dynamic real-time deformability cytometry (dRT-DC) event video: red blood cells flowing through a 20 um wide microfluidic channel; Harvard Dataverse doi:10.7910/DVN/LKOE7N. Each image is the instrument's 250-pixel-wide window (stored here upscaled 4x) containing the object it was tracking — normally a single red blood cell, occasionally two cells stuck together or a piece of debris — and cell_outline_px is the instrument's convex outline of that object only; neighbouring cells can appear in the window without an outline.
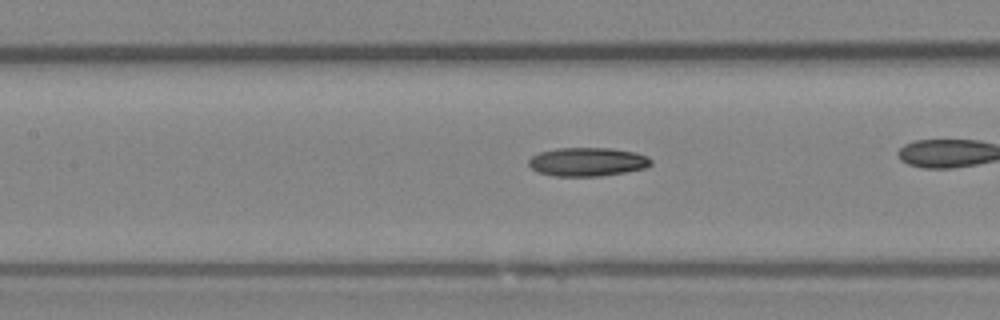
{"species": "Egyptian fruit bat (a non-hibernating species)", "species_latin": "Rousettus aegyptiacus", "temperature_condition": "room temperature", "stored_images_in_passage": 40, "camera_frame_rate_fps": 3000, "um_per_image_px": 0.085, "animal": {"sex": "female"}, "frame": {"image": 1, "passage_image": 23, "time_ms": 7.333, "image_size_px": [1000, 320], "cell_outline_px": [[652, 164], [644, 168], [624, 172], [600, 176], [556, 176], [536, 172], [528, 164], [528, 160], [532, 156], [540, 152], [556, 148], [608, 148], [636, 152], [648, 156], [652, 160]], "centroid_in_image_um": [49.93, 13.75], "position_along_channel_um": 157.5, "area_um2": 20.46}}